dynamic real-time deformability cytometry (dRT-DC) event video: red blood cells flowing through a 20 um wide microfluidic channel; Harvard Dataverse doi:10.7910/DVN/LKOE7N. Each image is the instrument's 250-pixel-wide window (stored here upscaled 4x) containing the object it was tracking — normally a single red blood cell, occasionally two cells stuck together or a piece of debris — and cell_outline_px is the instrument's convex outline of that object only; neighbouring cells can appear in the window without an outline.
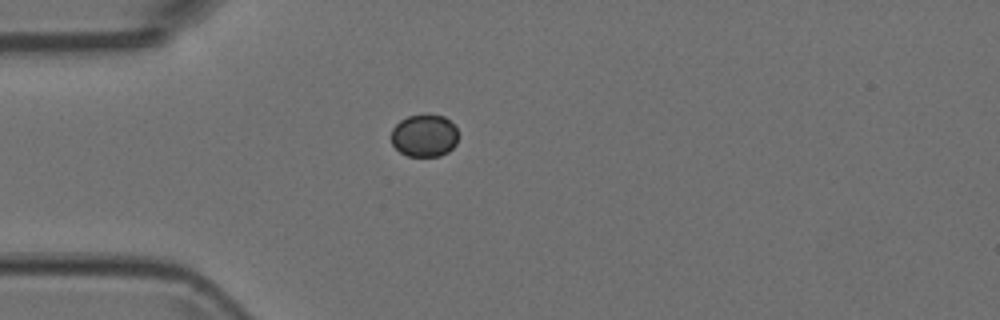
{"species": "Egyptian fruit bat (a non-hibernating species)", "species_latin": "Rousettus aegyptiacus", "temperature_condition": "room temperature", "stored_images_in_passage": 1, "camera_frame_rate_fps": 3000, "um_per_image_px": 0.085, "animal": {"sex": "female"}, "frame": {"image": 1, "passage_image": 1, "time_ms": 0.0, "image_size_px": [1000, 320], "cell_outline_px": [[456, 144], [448, 152], [440, 156], [408, 156], [400, 152], [392, 144], [392, 128], [400, 120], [408, 116], [428, 112], [444, 116], [456, 128]], "centroid_in_image_um": [36.05, 11.5], "position_along_channel_um": 48.9, "area_um2": 16.76}}